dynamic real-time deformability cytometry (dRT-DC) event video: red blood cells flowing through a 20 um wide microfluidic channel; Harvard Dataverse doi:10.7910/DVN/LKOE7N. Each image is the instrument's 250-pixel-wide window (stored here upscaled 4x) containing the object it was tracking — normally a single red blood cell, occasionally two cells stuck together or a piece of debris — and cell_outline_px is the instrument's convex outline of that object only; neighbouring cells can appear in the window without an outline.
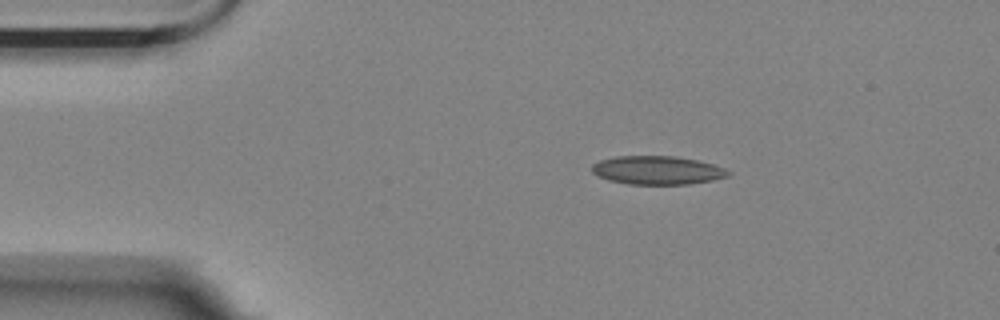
{"species": "Egyptian fruit bat (a non-hibernating species)", "species_latin": "Rousettus aegyptiacus", "temperature_condition": "room temperature", "stored_images_in_passage": 6, "camera_frame_rate_fps": 3000, "um_per_image_px": 0.085, "animal": {"sex": "female"}, "frame": {"image": 1, "passage_image": 1, "time_ms": 0.0, "image_size_px": [1000, 320], "cell_outline_px": [[732, 172], [728, 176], [712, 180], [688, 184], [628, 184], [608, 180], [592, 172], [592, 164], [600, 160], [616, 156], [676, 156], [696, 160], [712, 164], [724, 168]], "centroid_in_image_um": [55.87, 14.47], "position_along_channel_um": 29.1, "area_um2": 22.54}}
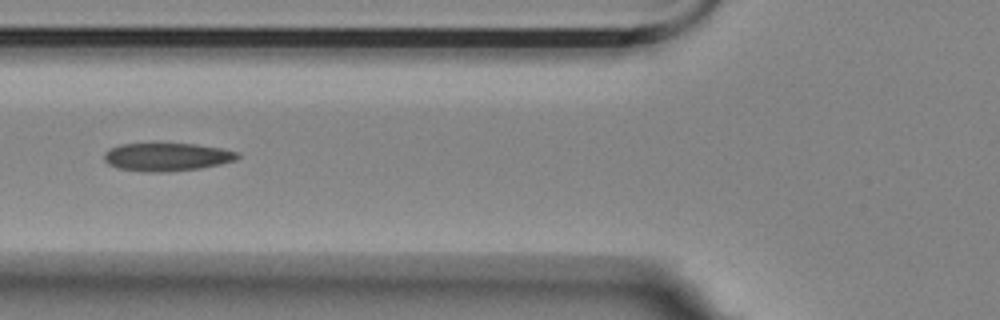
{"frame": {"image": 2, "passage_image": 4, "time_ms": 1.0, "image_size_px": [1000, 320], "cell_outline_px": [[240, 156], [236, 160], [220, 164], [200, 168], [168, 172], [144, 172], [116, 168], [108, 164], [104, 160], [104, 152], [108, 148], [120, 144], [196, 144], [220, 148], [240, 152]], "centroid_in_image_um": [14.16, 13.35], "position_along_channel_um": 111.6, "area_um2": 22.02}}
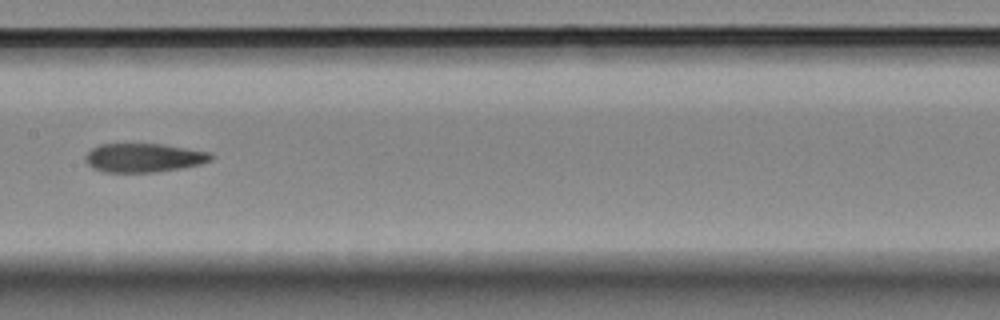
{"frame": {"image": 3, "passage_image": 6, "time_ms": 1.667, "image_size_px": [1000, 320], "cell_outline_px": [[216, 156], [212, 160], [200, 164], [180, 168], [156, 172], [104, 172], [92, 168], [84, 160], [84, 156], [92, 148], [100, 144], [160, 144], [212, 152]], "centroid_in_image_um": [12.23, 13.41], "position_along_channel_um": 195.2, "area_um2": 21.21}}